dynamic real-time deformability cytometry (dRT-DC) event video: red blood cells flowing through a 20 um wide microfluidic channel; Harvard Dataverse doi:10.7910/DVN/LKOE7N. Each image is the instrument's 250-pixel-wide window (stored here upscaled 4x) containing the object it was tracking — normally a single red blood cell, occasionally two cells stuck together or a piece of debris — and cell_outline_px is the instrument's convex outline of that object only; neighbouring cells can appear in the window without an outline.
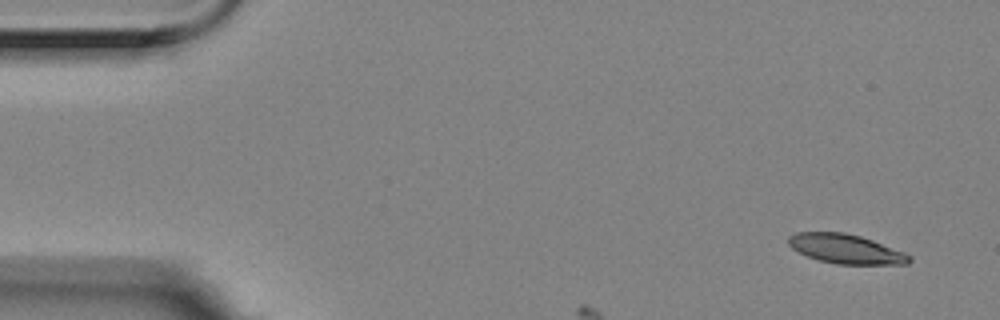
{"species": "Egyptian fruit bat (a non-hibernating species)", "species_latin": "Rousettus aegyptiacus", "temperature_condition": "room temperature", "stored_images_in_passage": 3, "camera_frame_rate_fps": 3000, "um_per_image_px": 0.085, "animal": {"sex": "female"}, "frame": {"image": 1, "passage_image": 1, "time_ms": 0.0, "image_size_px": [1000, 320], "cell_outline_px": [[912, 260], [908, 264], [836, 264], [820, 260], [808, 256], [792, 248], [788, 244], [788, 236], [796, 232], [844, 232], [860, 236], [872, 240], [904, 252], [912, 256]], "centroid_in_image_um": [71.9, 21.15], "position_along_channel_um": 13.1, "area_um2": 20.58}}